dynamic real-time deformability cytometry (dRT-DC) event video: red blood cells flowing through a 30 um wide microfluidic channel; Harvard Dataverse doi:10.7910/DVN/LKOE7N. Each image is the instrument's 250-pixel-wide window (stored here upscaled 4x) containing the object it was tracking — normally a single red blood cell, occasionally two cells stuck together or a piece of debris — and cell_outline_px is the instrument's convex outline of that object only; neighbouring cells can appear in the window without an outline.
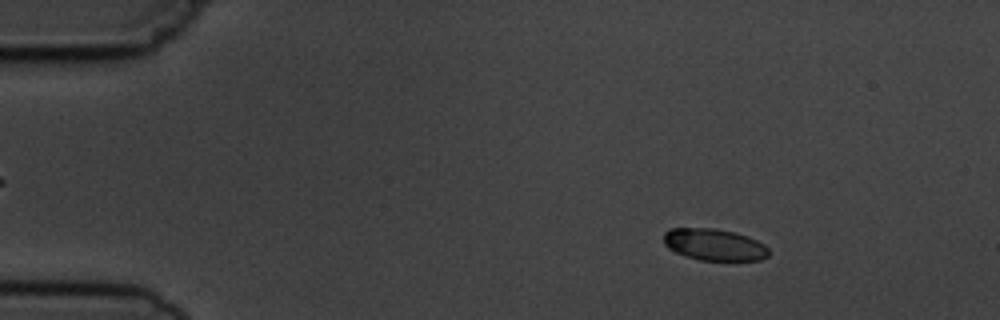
{"species": "common noctule bat (a hibernating species)", "species_latin": "Nyctalus noctula", "temperature_condition": "cold", "stored_images_in_passage": 7, "camera_frame_rate_fps": 3000, "um_per_image_px": 0.085, "animal": {"sex": "male", "body_mass_g": 19.5, "forearm_length_mm": 54.6}, "frame": {"image": 1, "passage_image": 2, "time_ms": 1.333, "image_size_px": [1000, 320], "cell_outline_px": [[768, 256], [760, 260], [700, 260], [676, 252], [668, 248], [664, 244], [664, 232], [668, 228], [716, 228], [736, 232], [748, 236], [764, 244], [768, 248]], "centroid_in_image_um": [60.71, 20.78], "position_along_channel_um": 24.3, "area_um2": 19.48}}
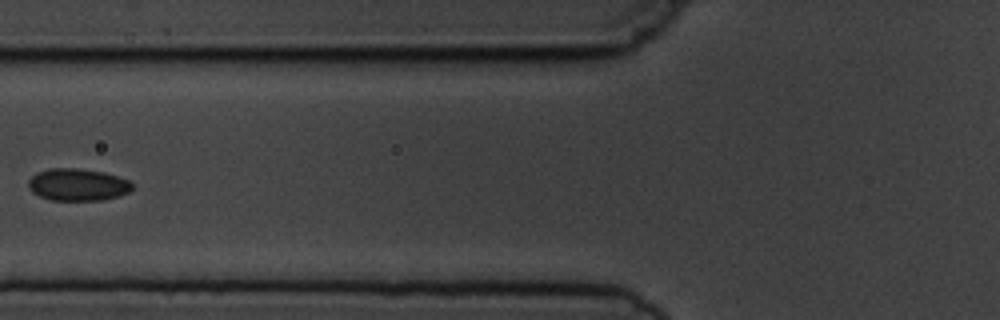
{"frame": {"image": 2, "passage_image": 6, "time_ms": 6.0, "image_size_px": [1000, 320], "cell_outline_px": [[132, 188], [128, 192], [104, 200], [52, 200], [40, 196], [32, 192], [28, 188], [28, 180], [36, 172], [48, 168], [76, 168], [104, 172], [128, 180], [132, 184]], "centroid_in_image_um": [6.56, 15.69], "position_along_channel_um": 119.2, "area_um2": 19.42}}